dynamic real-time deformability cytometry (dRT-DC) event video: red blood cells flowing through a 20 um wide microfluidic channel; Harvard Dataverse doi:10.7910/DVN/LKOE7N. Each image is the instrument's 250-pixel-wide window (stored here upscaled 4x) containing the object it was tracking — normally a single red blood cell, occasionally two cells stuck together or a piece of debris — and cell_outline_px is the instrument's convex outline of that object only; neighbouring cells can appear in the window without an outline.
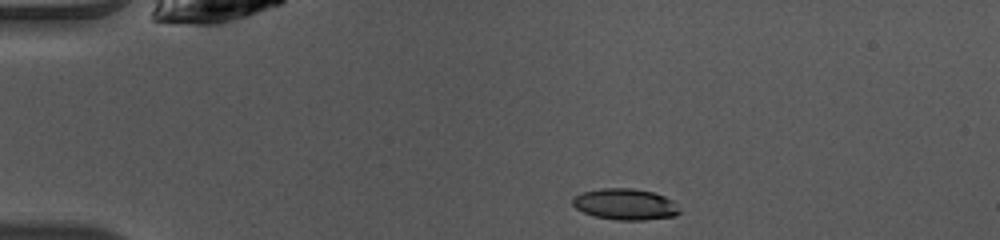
{"species": "common noctule bat (a hibernating species)", "species_latin": "Nyctalus noctula", "temperature_condition": "warm", "stored_images_in_passage": 40, "camera_frame_rate_fps": 3000, "um_per_image_px": 0.085, "animal": {"sex": "female", "body_mass_g": 10.0, "forearm_length_mm": 53.1}, "frame": {"image": 1, "passage_image": 1, "time_ms": 0.0, "image_size_px": [1000, 240], "cell_outline_px": [[680, 212], [676, 216], [644, 220], [616, 220], [596, 216], [584, 212], [576, 208], [572, 204], [572, 196], [584, 192], [600, 188], [632, 188], [652, 192], [664, 196], [672, 200]], "centroid_in_image_um": [53.13, 17.36], "position_along_channel_um": 31.9, "area_um2": 19.36}}
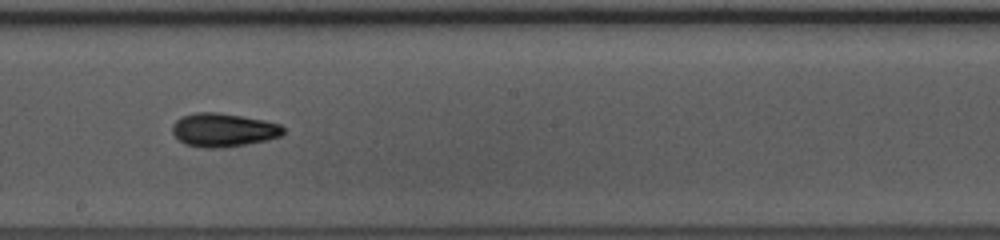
{"frame": {"image": 2, "passage_image": 19, "time_ms": 6.0, "image_size_px": [1000, 240], "cell_outline_px": [[284, 132], [280, 136], [268, 140], [220, 148], [204, 148], [184, 144], [172, 132], [172, 124], [180, 116], [196, 112], [216, 112], [264, 120], [280, 124], [284, 128]], "centroid_in_image_um": [18.96, 11.04], "position_along_channel_um": 229.2, "area_um2": 21.68}}
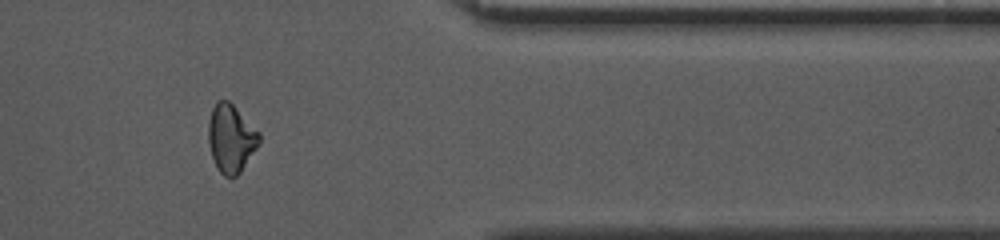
{"frame": {"image": 3, "passage_image": 32, "time_ms": 10.333, "image_size_px": [1000, 240], "cell_outline_px": [[260, 144], [240, 172], [236, 176], [224, 176], [220, 172], [212, 156], [208, 144], [208, 124], [212, 108], [216, 100], [228, 100], [260, 132]], "centroid_in_image_um": [19.64, 11.75], "position_along_channel_um": 391.8, "area_um2": 20.11}, "authors_computed_cell_mechanics": {"area_um2": 20.3167, "velocity_mm_per_s": 4.1035, "shape_relaxation_time_tau1_ms": 3.0714, "shape_relaxation_time_tau2_ms": 9.6503, "deformation_change_tau1": 0.151, "deformation_change_tau2": 0.1314}}